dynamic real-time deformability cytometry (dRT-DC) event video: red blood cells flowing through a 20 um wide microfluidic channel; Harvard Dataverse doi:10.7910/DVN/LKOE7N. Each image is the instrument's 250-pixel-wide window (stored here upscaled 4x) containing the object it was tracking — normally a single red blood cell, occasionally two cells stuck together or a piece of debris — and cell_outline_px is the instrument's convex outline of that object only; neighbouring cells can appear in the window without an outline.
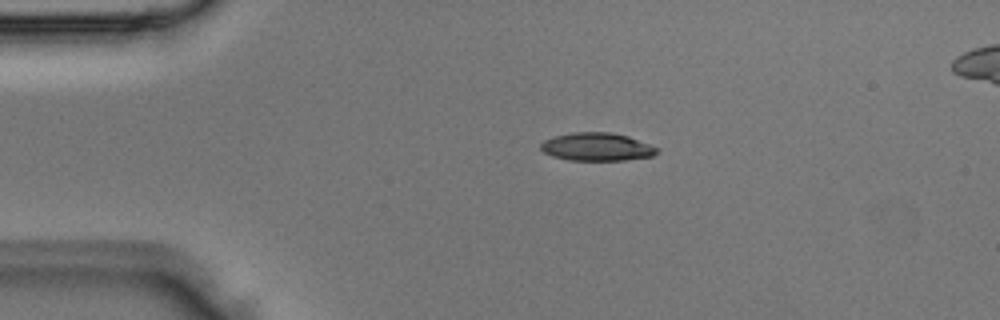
{"species": "Egyptian fruit bat (a non-hibernating species)", "species_latin": "Rousettus aegyptiacus", "temperature_condition": "room temperature", "stored_images_in_passage": 3, "segment_of_instrument_passage": [1, 2], "camera_frame_rate_fps": 3000, "um_per_image_px": 0.085, "animal": {"sex": "male"}, "frame": {"image": 1, "passage_image": 1, "time_ms": 0.0, "image_size_px": [1000, 320], "cell_outline_px": [[660, 148], [652, 156], [624, 160], [568, 160], [552, 156], [544, 152], [540, 148], [540, 144], [544, 140], [552, 136], [572, 132], [612, 132], [628, 136]], "centroid_in_image_um": [50.71, 12.47], "position_along_channel_um": 34.3, "area_um2": 19.07}}